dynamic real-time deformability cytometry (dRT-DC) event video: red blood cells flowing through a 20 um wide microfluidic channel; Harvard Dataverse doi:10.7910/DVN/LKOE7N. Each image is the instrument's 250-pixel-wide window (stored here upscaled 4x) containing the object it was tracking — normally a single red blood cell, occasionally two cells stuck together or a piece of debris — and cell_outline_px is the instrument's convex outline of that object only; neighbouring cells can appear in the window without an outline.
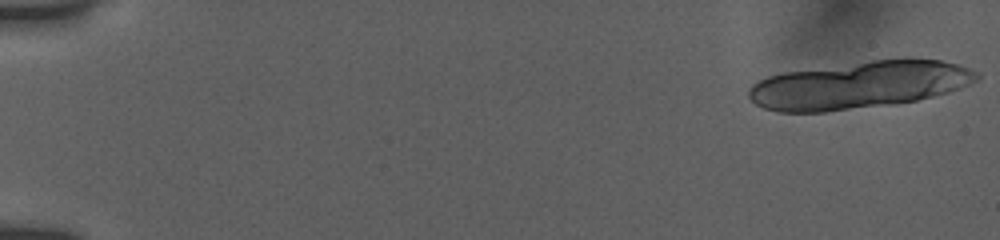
{"species": "human", "species_latin": "Homo sapiens", "temperature_condition": "room temperature", "stored_images_in_passage": 12, "camera_frame_rate_fps": 3000, "um_per_image_px": 0.085, "donor": {"sex": "female"}, "frame": {"image": 1, "passage_image": 1, "time_ms": 0.0, "image_size_px": [1000, 240], "cell_outline_px": [[980, 76], [976, 80], [960, 88], [948, 92], [916, 100], [892, 104], [824, 112], [776, 112], [764, 108], [756, 104], [748, 96], [748, 88], [752, 84], [768, 76], [784, 72], [872, 60], [908, 56], [940, 60], [960, 64], [980, 72]], "centroid_in_image_um": [73.07, 7.2], "position_along_channel_um": 11.9, "area_um2": 63.46}}
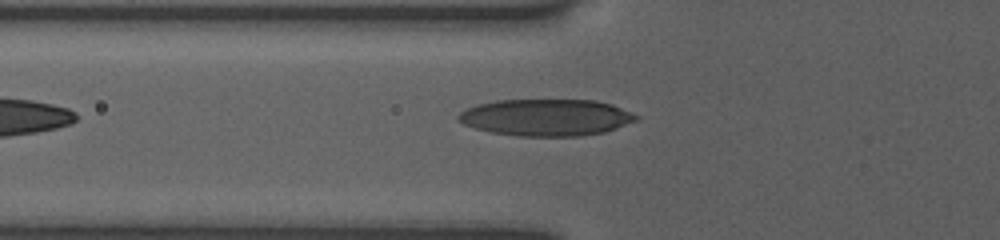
{"frame": {"image": 2, "passage_image": 12, "time_ms": 6.667, "image_size_px": [1000, 240], "cell_outline_px": [[640, 116], [636, 120], [616, 128], [604, 132], [580, 136], [516, 136], [492, 132], [476, 128], [464, 124], [456, 120], [456, 116], [460, 112], [476, 104], [496, 100], [596, 100], [612, 104]], "centroid_in_image_um": [46.4, 9.98], "position_along_channel_um": 79.4, "area_um2": 38.15}}